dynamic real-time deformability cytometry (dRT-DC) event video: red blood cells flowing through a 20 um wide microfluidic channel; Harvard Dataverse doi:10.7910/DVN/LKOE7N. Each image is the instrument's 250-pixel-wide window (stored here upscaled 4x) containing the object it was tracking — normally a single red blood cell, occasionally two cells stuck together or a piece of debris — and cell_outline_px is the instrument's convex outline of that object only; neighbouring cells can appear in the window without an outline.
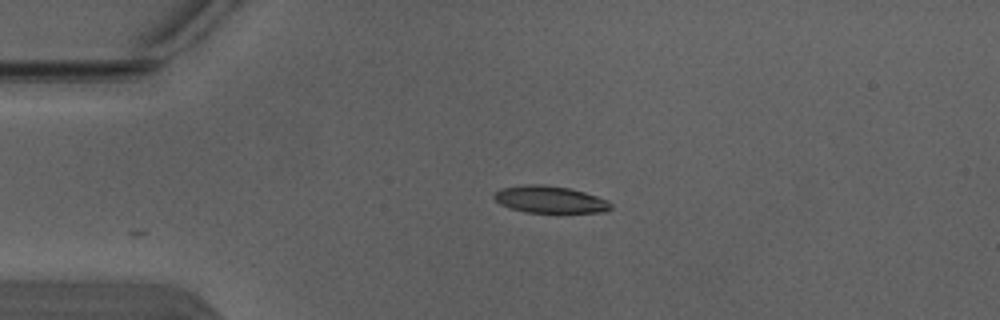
{"species": "Egyptian fruit bat (a non-hibernating species)", "species_latin": "Rousettus aegyptiacus", "temperature_condition": "warm", "stored_images_in_passage": 2, "camera_frame_rate_fps": 3000, "um_per_image_px": 0.085, "animal": {"sex": "male"}, "frame": {"image": 1, "passage_image": 1, "time_ms": 0.0, "image_size_px": [1000, 320], "cell_outline_px": [[612, 208], [604, 212], [528, 212], [512, 208], [500, 204], [492, 196], [500, 188], [524, 184], [544, 184], [568, 188], [584, 192], [608, 200], [612, 204]], "centroid_in_image_um": [46.74, 16.94], "position_along_channel_um": 38.3, "area_um2": 18.26}}